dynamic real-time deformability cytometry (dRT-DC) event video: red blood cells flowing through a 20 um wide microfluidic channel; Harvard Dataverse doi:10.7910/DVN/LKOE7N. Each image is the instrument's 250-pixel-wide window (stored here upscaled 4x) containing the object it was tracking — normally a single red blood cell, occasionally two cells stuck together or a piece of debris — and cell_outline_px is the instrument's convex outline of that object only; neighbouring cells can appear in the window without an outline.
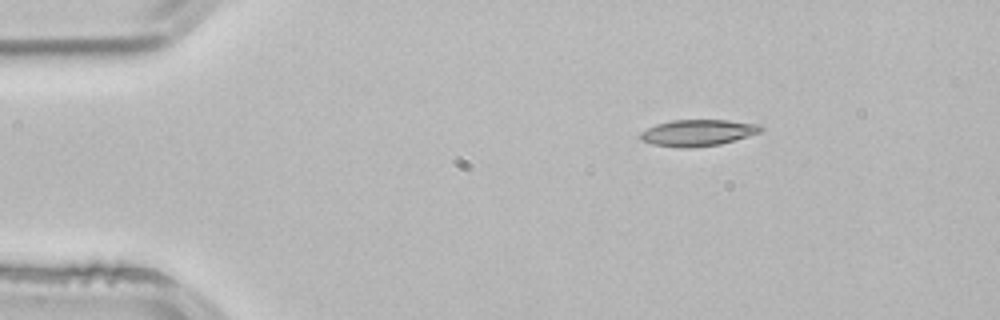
{"species": "common noctule bat (a hibernating species)", "species_latin": "Nyctalus noctula", "temperature_condition": "room temperature", "stored_images_in_passage": 2, "camera_frame_rate_fps": 3000, "um_per_image_px": 0.085, "animal": {"sex": "male", "body_mass_g": 21.5, "forearm_length_mm": 52.0}, "frame": {"image": 1, "passage_image": 1, "time_ms": 0.0, "image_size_px": [1000, 320], "cell_outline_px": [[764, 128], [760, 132], [748, 136], [720, 144], [692, 148], [676, 148], [652, 144], [640, 140], [640, 132], [656, 124], [672, 120], [728, 120], [760, 124]], "centroid_in_image_um": [59.3, 11.29], "position_along_channel_um": 25.7, "area_um2": 18.67}}